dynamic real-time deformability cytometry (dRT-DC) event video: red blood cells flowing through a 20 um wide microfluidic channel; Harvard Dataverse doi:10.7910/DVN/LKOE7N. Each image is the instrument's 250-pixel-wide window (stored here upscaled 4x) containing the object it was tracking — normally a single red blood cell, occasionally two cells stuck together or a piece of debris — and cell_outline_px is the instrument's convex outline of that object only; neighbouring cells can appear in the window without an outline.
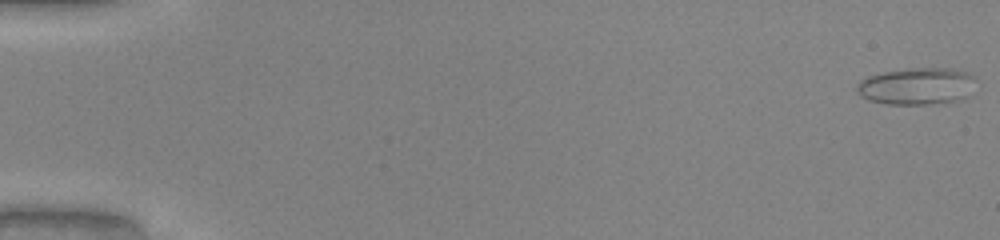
{"species": "common noctule bat (a hibernating species)", "species_latin": "Nyctalus noctula", "temperature_condition": "warm", "stored_images_in_passage": 51, "camera_frame_rate_fps": 3000, "um_per_image_px": 0.085, "animal": {"sex": "male", "body_mass_g": 20.0, "forearm_length_mm": 53.3}, "frame": {"image": 1, "passage_image": 1, "time_ms": 0.0, "image_size_px": [1000, 240], "cell_outline_px": [[976, 80], [972, 96], [964, 100], [928, 104], [884, 104], [868, 100], [860, 96], [856, 92], [856, 88], [860, 80], [868, 76], [884, 72], [908, 68], [952, 68], [968, 72], [976, 76]], "centroid_in_image_um": [78.0, 7.33], "position_along_channel_um": 7.0, "area_um2": 26.36}}
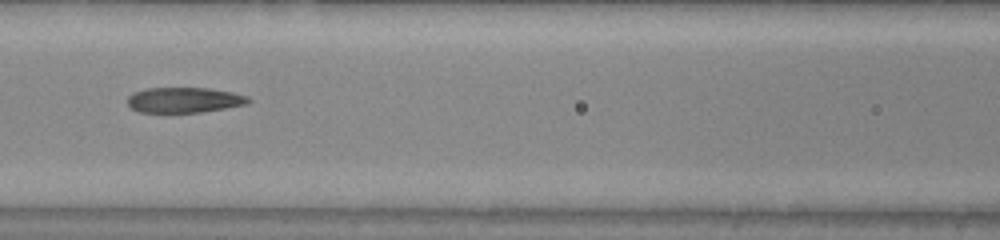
{"frame": {"image": 2, "passage_image": 24, "time_ms": 7.667, "image_size_px": [1000, 240], "cell_outline_px": [[252, 100], [248, 104], [200, 112], [140, 112], [132, 108], [128, 104], [128, 96], [132, 92], [144, 88], [208, 88], [232, 92], [248, 96]], "centroid_in_image_um": [15.66, 8.49], "position_along_channel_um": 150.9, "area_um2": 17.86}}
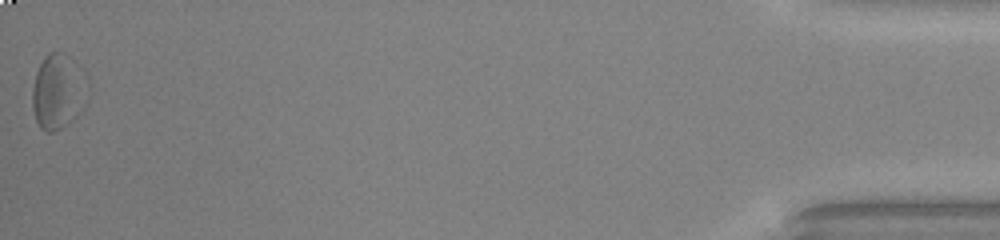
{"frame": {"image": 3, "passage_image": 51, "time_ms": 16.667, "image_size_px": [1000, 240], "cell_outline_px": [[80, 64], [76, 116], [60, 128], [52, 132], [48, 132], [40, 128], [36, 120], [32, 108], [32, 88], [36, 72], [44, 56], [48, 52], [64, 52]], "centroid_in_image_um": [4.73, 7.74], "position_along_channel_um": 430.5, "area_um2": 22.14}, "authors_computed_cell_mechanics": {"area_um2": 19.4208, "velocity_mm_per_s": 4.1157, "shape_relaxation_time_tau1_ms": 10.6274, "shape_relaxation_time_tau2_ms": 2.7081, "deformation_change_tau1": 0.2387, "deformation_change_tau2": 0.1309}}